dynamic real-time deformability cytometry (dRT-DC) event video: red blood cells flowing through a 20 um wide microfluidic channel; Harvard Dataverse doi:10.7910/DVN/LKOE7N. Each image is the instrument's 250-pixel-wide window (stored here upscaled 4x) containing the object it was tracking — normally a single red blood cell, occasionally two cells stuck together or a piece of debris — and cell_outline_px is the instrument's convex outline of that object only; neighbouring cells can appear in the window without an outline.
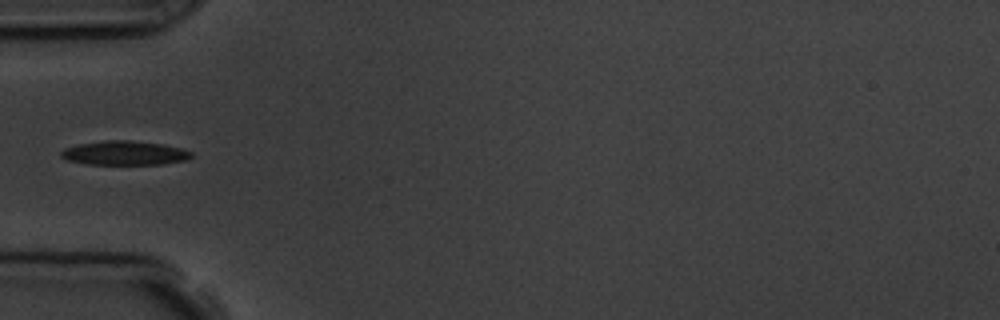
{"species": "common noctule bat (a hibernating species)", "species_latin": "Nyctalus noctula", "temperature_condition": "room temperature", "stored_images_in_passage": 5, "camera_frame_rate_fps": 3000, "um_per_image_px": 0.085, "animal": {"sex": "male", "body_mass_g": 19.5, "forearm_length_mm": 54.6}, "frame": {"image": 1, "passage_image": 4, "time_ms": 4.333, "image_size_px": [1000, 320], "cell_outline_px": [[192, 156], [184, 160], [164, 164], [88, 164], [68, 160], [60, 156], [60, 152], [64, 148], [80, 144], [108, 140], [128, 140], [164, 144], [180, 148], [192, 152]], "centroid_in_image_um": [10.58, 13.0], "position_along_channel_um": 74.4, "area_um2": 18.15}}